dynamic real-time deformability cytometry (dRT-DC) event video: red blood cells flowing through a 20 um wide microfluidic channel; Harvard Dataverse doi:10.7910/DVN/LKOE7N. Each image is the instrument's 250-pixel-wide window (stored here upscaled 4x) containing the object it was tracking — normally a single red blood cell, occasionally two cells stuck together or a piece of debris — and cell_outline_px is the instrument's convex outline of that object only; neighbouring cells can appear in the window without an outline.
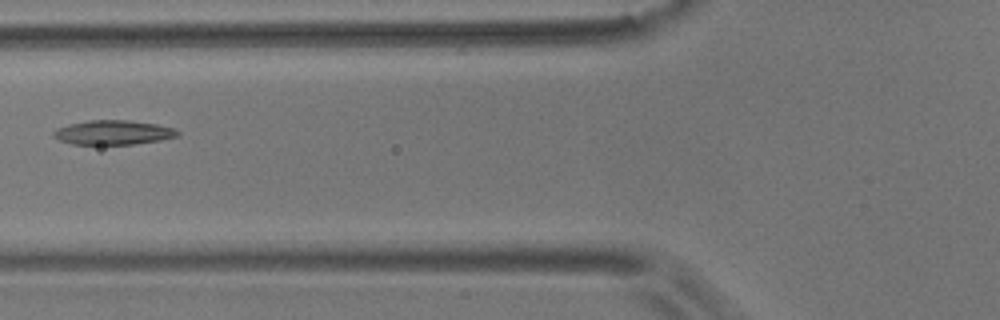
{"species": "common noctule bat (a hibernating species)", "species_latin": "Nyctalus noctula", "temperature_condition": "room temperature", "stored_images_in_passage": 7, "camera_frame_rate_fps": 3000, "um_per_image_px": 0.085, "animal": {"sex": "male", "body_mass_g": 17.9}, "frame": {"image": 1, "passage_image": 6, "time_ms": 6.0, "image_size_px": [1000, 320], "cell_outline_px": [[180, 136], [160, 140], [136, 144], [72, 144], [60, 140], [52, 136], [52, 132], [56, 128], [68, 124], [88, 120], [128, 120], [156, 124], [172, 128], [180, 132]], "centroid_in_image_um": [9.6, 11.26], "position_along_channel_um": 116.2, "area_um2": 17.69}}
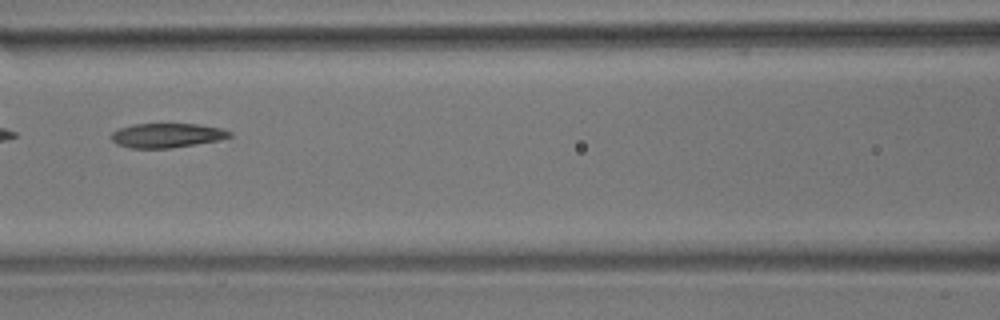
{"frame": {"image": 2, "passage_image": 7, "time_ms": 7.0, "image_size_px": [1000, 320], "cell_outline_px": [[232, 136], [220, 140], [172, 148], [132, 148], [116, 144], [112, 140], [112, 132], [120, 128], [132, 124], [196, 124], [220, 128], [232, 132]], "centroid_in_image_um": [14.19, 11.51], "position_along_channel_um": 152.4, "area_um2": 16.76}}